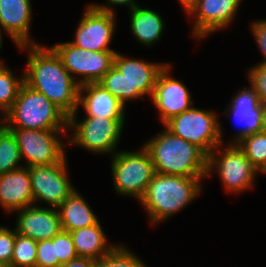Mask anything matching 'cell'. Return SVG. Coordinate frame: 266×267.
<instances>
[{
  "label": "cell",
  "mask_w": 266,
  "mask_h": 267,
  "mask_svg": "<svg viewBox=\"0 0 266 267\" xmlns=\"http://www.w3.org/2000/svg\"><path fill=\"white\" fill-rule=\"evenodd\" d=\"M18 49L28 53L24 82L44 94L68 117L74 114L79 109V85L56 52L42 44L21 45Z\"/></svg>",
  "instance_id": "obj_1"
},
{
  "label": "cell",
  "mask_w": 266,
  "mask_h": 267,
  "mask_svg": "<svg viewBox=\"0 0 266 267\" xmlns=\"http://www.w3.org/2000/svg\"><path fill=\"white\" fill-rule=\"evenodd\" d=\"M207 177H185L155 173L146 193L139 201L149 217L150 225H159L189 206L202 192Z\"/></svg>",
  "instance_id": "obj_2"
},
{
  "label": "cell",
  "mask_w": 266,
  "mask_h": 267,
  "mask_svg": "<svg viewBox=\"0 0 266 267\" xmlns=\"http://www.w3.org/2000/svg\"><path fill=\"white\" fill-rule=\"evenodd\" d=\"M163 128L143 145L151 157L155 173L206 177L208 156L196 145Z\"/></svg>",
  "instance_id": "obj_3"
},
{
  "label": "cell",
  "mask_w": 266,
  "mask_h": 267,
  "mask_svg": "<svg viewBox=\"0 0 266 267\" xmlns=\"http://www.w3.org/2000/svg\"><path fill=\"white\" fill-rule=\"evenodd\" d=\"M7 128L68 130V116L25 82L12 108L3 116Z\"/></svg>",
  "instance_id": "obj_4"
},
{
  "label": "cell",
  "mask_w": 266,
  "mask_h": 267,
  "mask_svg": "<svg viewBox=\"0 0 266 267\" xmlns=\"http://www.w3.org/2000/svg\"><path fill=\"white\" fill-rule=\"evenodd\" d=\"M78 110L68 117V141L65 144L84 148L95 154H111L118 150L126 119L84 117L77 120Z\"/></svg>",
  "instance_id": "obj_5"
},
{
  "label": "cell",
  "mask_w": 266,
  "mask_h": 267,
  "mask_svg": "<svg viewBox=\"0 0 266 267\" xmlns=\"http://www.w3.org/2000/svg\"><path fill=\"white\" fill-rule=\"evenodd\" d=\"M111 158L114 191L139 202L155 174L148 151L142 145L137 151L118 150Z\"/></svg>",
  "instance_id": "obj_6"
},
{
  "label": "cell",
  "mask_w": 266,
  "mask_h": 267,
  "mask_svg": "<svg viewBox=\"0 0 266 267\" xmlns=\"http://www.w3.org/2000/svg\"><path fill=\"white\" fill-rule=\"evenodd\" d=\"M217 146L209 155L207 178L215 172L221 179L226 192L236 194L254 188L257 175L260 173L245 156L237 144ZM217 172V173H216Z\"/></svg>",
  "instance_id": "obj_7"
},
{
  "label": "cell",
  "mask_w": 266,
  "mask_h": 267,
  "mask_svg": "<svg viewBox=\"0 0 266 267\" xmlns=\"http://www.w3.org/2000/svg\"><path fill=\"white\" fill-rule=\"evenodd\" d=\"M213 110L190 109L168 120L163 126L175 136L199 147L207 156L224 143L223 127Z\"/></svg>",
  "instance_id": "obj_8"
},
{
  "label": "cell",
  "mask_w": 266,
  "mask_h": 267,
  "mask_svg": "<svg viewBox=\"0 0 266 267\" xmlns=\"http://www.w3.org/2000/svg\"><path fill=\"white\" fill-rule=\"evenodd\" d=\"M79 86L99 82L114 66L117 51H88L71 41L51 46ZM75 75V76H74ZM78 75V77H77Z\"/></svg>",
  "instance_id": "obj_9"
},
{
  "label": "cell",
  "mask_w": 266,
  "mask_h": 267,
  "mask_svg": "<svg viewBox=\"0 0 266 267\" xmlns=\"http://www.w3.org/2000/svg\"><path fill=\"white\" fill-rule=\"evenodd\" d=\"M8 129L17 140L23 166L51 165L67 156L61 136L67 137L68 130Z\"/></svg>",
  "instance_id": "obj_10"
},
{
  "label": "cell",
  "mask_w": 266,
  "mask_h": 267,
  "mask_svg": "<svg viewBox=\"0 0 266 267\" xmlns=\"http://www.w3.org/2000/svg\"><path fill=\"white\" fill-rule=\"evenodd\" d=\"M67 161L65 156L58 163L29 167L35 205L44 202L47 207L58 208L75 190L69 179Z\"/></svg>",
  "instance_id": "obj_11"
},
{
  "label": "cell",
  "mask_w": 266,
  "mask_h": 267,
  "mask_svg": "<svg viewBox=\"0 0 266 267\" xmlns=\"http://www.w3.org/2000/svg\"><path fill=\"white\" fill-rule=\"evenodd\" d=\"M83 11L71 42L88 51H115L109 46L117 28L116 14L99 11L90 3Z\"/></svg>",
  "instance_id": "obj_12"
},
{
  "label": "cell",
  "mask_w": 266,
  "mask_h": 267,
  "mask_svg": "<svg viewBox=\"0 0 266 267\" xmlns=\"http://www.w3.org/2000/svg\"><path fill=\"white\" fill-rule=\"evenodd\" d=\"M241 0H196L187 10V17H194L192 36L198 40L224 30L231 25L239 11Z\"/></svg>",
  "instance_id": "obj_13"
},
{
  "label": "cell",
  "mask_w": 266,
  "mask_h": 267,
  "mask_svg": "<svg viewBox=\"0 0 266 267\" xmlns=\"http://www.w3.org/2000/svg\"><path fill=\"white\" fill-rule=\"evenodd\" d=\"M170 65L167 62L159 72L151 97L153 105L159 112V120L163 125L194 105L187 86L172 76V66Z\"/></svg>",
  "instance_id": "obj_14"
},
{
  "label": "cell",
  "mask_w": 266,
  "mask_h": 267,
  "mask_svg": "<svg viewBox=\"0 0 266 267\" xmlns=\"http://www.w3.org/2000/svg\"><path fill=\"white\" fill-rule=\"evenodd\" d=\"M167 63H153L137 58H128L116 52L114 66L124 75L127 83V102L152 97L159 72Z\"/></svg>",
  "instance_id": "obj_15"
},
{
  "label": "cell",
  "mask_w": 266,
  "mask_h": 267,
  "mask_svg": "<svg viewBox=\"0 0 266 267\" xmlns=\"http://www.w3.org/2000/svg\"><path fill=\"white\" fill-rule=\"evenodd\" d=\"M235 94L223 114L232 116L241 127L238 133L229 139V144H236L249 134L262 132L264 105L261 104L254 88L250 85Z\"/></svg>",
  "instance_id": "obj_16"
},
{
  "label": "cell",
  "mask_w": 266,
  "mask_h": 267,
  "mask_svg": "<svg viewBox=\"0 0 266 267\" xmlns=\"http://www.w3.org/2000/svg\"><path fill=\"white\" fill-rule=\"evenodd\" d=\"M15 213L17 214L16 233L37 242L52 239L62 231L57 208L34 204Z\"/></svg>",
  "instance_id": "obj_17"
},
{
  "label": "cell",
  "mask_w": 266,
  "mask_h": 267,
  "mask_svg": "<svg viewBox=\"0 0 266 267\" xmlns=\"http://www.w3.org/2000/svg\"><path fill=\"white\" fill-rule=\"evenodd\" d=\"M32 10L31 0H0V30L9 35L17 48L39 44L30 37Z\"/></svg>",
  "instance_id": "obj_18"
},
{
  "label": "cell",
  "mask_w": 266,
  "mask_h": 267,
  "mask_svg": "<svg viewBox=\"0 0 266 267\" xmlns=\"http://www.w3.org/2000/svg\"><path fill=\"white\" fill-rule=\"evenodd\" d=\"M34 205L29 167L0 174V206L5 212L14 213Z\"/></svg>",
  "instance_id": "obj_19"
},
{
  "label": "cell",
  "mask_w": 266,
  "mask_h": 267,
  "mask_svg": "<svg viewBox=\"0 0 266 267\" xmlns=\"http://www.w3.org/2000/svg\"><path fill=\"white\" fill-rule=\"evenodd\" d=\"M78 106L86 117L125 119L126 107L98 82L79 86Z\"/></svg>",
  "instance_id": "obj_20"
},
{
  "label": "cell",
  "mask_w": 266,
  "mask_h": 267,
  "mask_svg": "<svg viewBox=\"0 0 266 267\" xmlns=\"http://www.w3.org/2000/svg\"><path fill=\"white\" fill-rule=\"evenodd\" d=\"M129 14L130 31L137 42L150 48L159 42L166 27L162 15L141 5L134 7Z\"/></svg>",
  "instance_id": "obj_21"
},
{
  "label": "cell",
  "mask_w": 266,
  "mask_h": 267,
  "mask_svg": "<svg viewBox=\"0 0 266 267\" xmlns=\"http://www.w3.org/2000/svg\"><path fill=\"white\" fill-rule=\"evenodd\" d=\"M63 231L93 226L99 222L96 214L77 189L57 208Z\"/></svg>",
  "instance_id": "obj_22"
},
{
  "label": "cell",
  "mask_w": 266,
  "mask_h": 267,
  "mask_svg": "<svg viewBox=\"0 0 266 267\" xmlns=\"http://www.w3.org/2000/svg\"><path fill=\"white\" fill-rule=\"evenodd\" d=\"M71 236L79 257L100 259L110 252L117 244L108 242L100 221L90 227L71 231Z\"/></svg>",
  "instance_id": "obj_23"
},
{
  "label": "cell",
  "mask_w": 266,
  "mask_h": 267,
  "mask_svg": "<svg viewBox=\"0 0 266 267\" xmlns=\"http://www.w3.org/2000/svg\"><path fill=\"white\" fill-rule=\"evenodd\" d=\"M22 159L17 140L4 124L0 127V174L19 169Z\"/></svg>",
  "instance_id": "obj_24"
},
{
  "label": "cell",
  "mask_w": 266,
  "mask_h": 267,
  "mask_svg": "<svg viewBox=\"0 0 266 267\" xmlns=\"http://www.w3.org/2000/svg\"><path fill=\"white\" fill-rule=\"evenodd\" d=\"M23 83L24 72L19 76L14 74L8 65L0 67V113L2 116L12 108Z\"/></svg>",
  "instance_id": "obj_25"
},
{
  "label": "cell",
  "mask_w": 266,
  "mask_h": 267,
  "mask_svg": "<svg viewBox=\"0 0 266 267\" xmlns=\"http://www.w3.org/2000/svg\"><path fill=\"white\" fill-rule=\"evenodd\" d=\"M251 164L266 175V133L249 134L236 143Z\"/></svg>",
  "instance_id": "obj_26"
},
{
  "label": "cell",
  "mask_w": 266,
  "mask_h": 267,
  "mask_svg": "<svg viewBox=\"0 0 266 267\" xmlns=\"http://www.w3.org/2000/svg\"><path fill=\"white\" fill-rule=\"evenodd\" d=\"M130 250L118 243L105 256L96 260V267H149Z\"/></svg>",
  "instance_id": "obj_27"
},
{
  "label": "cell",
  "mask_w": 266,
  "mask_h": 267,
  "mask_svg": "<svg viewBox=\"0 0 266 267\" xmlns=\"http://www.w3.org/2000/svg\"><path fill=\"white\" fill-rule=\"evenodd\" d=\"M37 241L16 233L10 267H36Z\"/></svg>",
  "instance_id": "obj_28"
},
{
  "label": "cell",
  "mask_w": 266,
  "mask_h": 267,
  "mask_svg": "<svg viewBox=\"0 0 266 267\" xmlns=\"http://www.w3.org/2000/svg\"><path fill=\"white\" fill-rule=\"evenodd\" d=\"M125 107L127 104V83L124 75L113 66L98 82Z\"/></svg>",
  "instance_id": "obj_29"
},
{
  "label": "cell",
  "mask_w": 266,
  "mask_h": 267,
  "mask_svg": "<svg viewBox=\"0 0 266 267\" xmlns=\"http://www.w3.org/2000/svg\"><path fill=\"white\" fill-rule=\"evenodd\" d=\"M52 241L55 243L56 258H59V267L79 257L70 232L62 230L52 238Z\"/></svg>",
  "instance_id": "obj_30"
},
{
  "label": "cell",
  "mask_w": 266,
  "mask_h": 267,
  "mask_svg": "<svg viewBox=\"0 0 266 267\" xmlns=\"http://www.w3.org/2000/svg\"><path fill=\"white\" fill-rule=\"evenodd\" d=\"M248 82L250 83L261 104L266 105V63H257L250 67L247 72Z\"/></svg>",
  "instance_id": "obj_31"
},
{
  "label": "cell",
  "mask_w": 266,
  "mask_h": 267,
  "mask_svg": "<svg viewBox=\"0 0 266 267\" xmlns=\"http://www.w3.org/2000/svg\"><path fill=\"white\" fill-rule=\"evenodd\" d=\"M36 267H59V258H56L55 243L52 239L37 242Z\"/></svg>",
  "instance_id": "obj_32"
},
{
  "label": "cell",
  "mask_w": 266,
  "mask_h": 267,
  "mask_svg": "<svg viewBox=\"0 0 266 267\" xmlns=\"http://www.w3.org/2000/svg\"><path fill=\"white\" fill-rule=\"evenodd\" d=\"M16 230L0 226V261L10 267L15 245Z\"/></svg>",
  "instance_id": "obj_33"
},
{
  "label": "cell",
  "mask_w": 266,
  "mask_h": 267,
  "mask_svg": "<svg viewBox=\"0 0 266 267\" xmlns=\"http://www.w3.org/2000/svg\"><path fill=\"white\" fill-rule=\"evenodd\" d=\"M250 30L261 55L264 57L260 63H266V19H259L253 22Z\"/></svg>",
  "instance_id": "obj_34"
},
{
  "label": "cell",
  "mask_w": 266,
  "mask_h": 267,
  "mask_svg": "<svg viewBox=\"0 0 266 267\" xmlns=\"http://www.w3.org/2000/svg\"><path fill=\"white\" fill-rule=\"evenodd\" d=\"M106 1V5L104 4H100V3H90L93 7H95L97 10L99 11H103V12H108V13H113L116 14L115 12V7L114 6H126L128 7V10H132L134 7H137L139 4V2H136L135 0H105ZM108 2V3H107ZM114 7V8H113Z\"/></svg>",
  "instance_id": "obj_35"
},
{
  "label": "cell",
  "mask_w": 266,
  "mask_h": 267,
  "mask_svg": "<svg viewBox=\"0 0 266 267\" xmlns=\"http://www.w3.org/2000/svg\"><path fill=\"white\" fill-rule=\"evenodd\" d=\"M60 267H96V260L87 257H78L66 264H62Z\"/></svg>",
  "instance_id": "obj_36"
},
{
  "label": "cell",
  "mask_w": 266,
  "mask_h": 267,
  "mask_svg": "<svg viewBox=\"0 0 266 267\" xmlns=\"http://www.w3.org/2000/svg\"><path fill=\"white\" fill-rule=\"evenodd\" d=\"M195 1L196 0H179L181 6L183 7V10H185V13L195 3Z\"/></svg>",
  "instance_id": "obj_37"
},
{
  "label": "cell",
  "mask_w": 266,
  "mask_h": 267,
  "mask_svg": "<svg viewBox=\"0 0 266 267\" xmlns=\"http://www.w3.org/2000/svg\"><path fill=\"white\" fill-rule=\"evenodd\" d=\"M262 132L266 133V105L264 106V114L262 120Z\"/></svg>",
  "instance_id": "obj_38"
},
{
  "label": "cell",
  "mask_w": 266,
  "mask_h": 267,
  "mask_svg": "<svg viewBox=\"0 0 266 267\" xmlns=\"http://www.w3.org/2000/svg\"><path fill=\"white\" fill-rule=\"evenodd\" d=\"M2 41H3V34H2V31H0V50H1L2 45H3V42ZM3 61H4L3 59H0V67L6 66Z\"/></svg>",
  "instance_id": "obj_39"
},
{
  "label": "cell",
  "mask_w": 266,
  "mask_h": 267,
  "mask_svg": "<svg viewBox=\"0 0 266 267\" xmlns=\"http://www.w3.org/2000/svg\"><path fill=\"white\" fill-rule=\"evenodd\" d=\"M3 125V116L0 114V127Z\"/></svg>",
  "instance_id": "obj_40"
},
{
  "label": "cell",
  "mask_w": 266,
  "mask_h": 267,
  "mask_svg": "<svg viewBox=\"0 0 266 267\" xmlns=\"http://www.w3.org/2000/svg\"><path fill=\"white\" fill-rule=\"evenodd\" d=\"M0 267H8L5 263H3L2 261H0Z\"/></svg>",
  "instance_id": "obj_41"
}]
</instances>
